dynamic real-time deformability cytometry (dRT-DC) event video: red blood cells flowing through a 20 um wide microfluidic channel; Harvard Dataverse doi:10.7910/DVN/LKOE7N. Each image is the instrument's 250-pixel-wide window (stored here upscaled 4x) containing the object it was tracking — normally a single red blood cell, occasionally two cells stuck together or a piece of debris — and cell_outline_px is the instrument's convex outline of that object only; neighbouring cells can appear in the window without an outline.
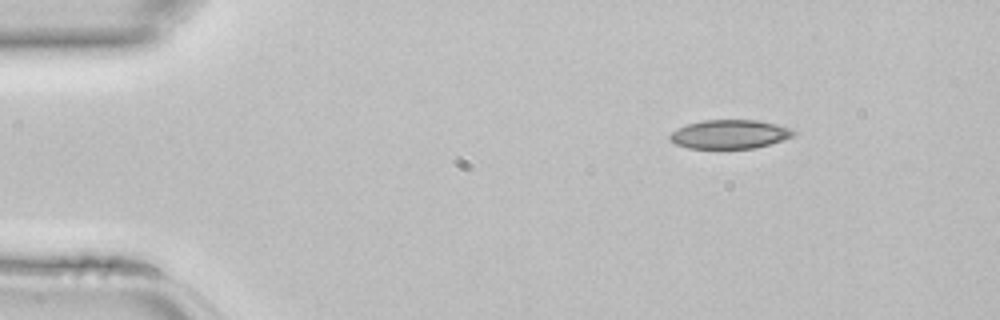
{"species": "common noctule bat (a hibernating species)", "species_latin": "Nyctalus noctula", "temperature_condition": "room temperature", "stored_images_in_passage": 39, "camera_frame_rate_fps": 3000, "um_per_image_px": 0.085, "animal": {"sex": "female", "body_mass_g": 22.7, "forearm_length_mm": 54.2}, "frame": {"image": 1, "passage_image": 1, "time_ms": 0.0, "image_size_px": [1000, 320], "cell_outline_px": [[796, 136], [784, 140], [756, 148], [688, 148], [676, 144], [668, 136], [672, 132], [688, 124], [704, 120], [756, 120], [776, 124], [792, 128], [796, 132]], "centroid_in_image_um": [62.1, 11.41], "position_along_channel_um": 22.9, "area_um2": 20.75}}
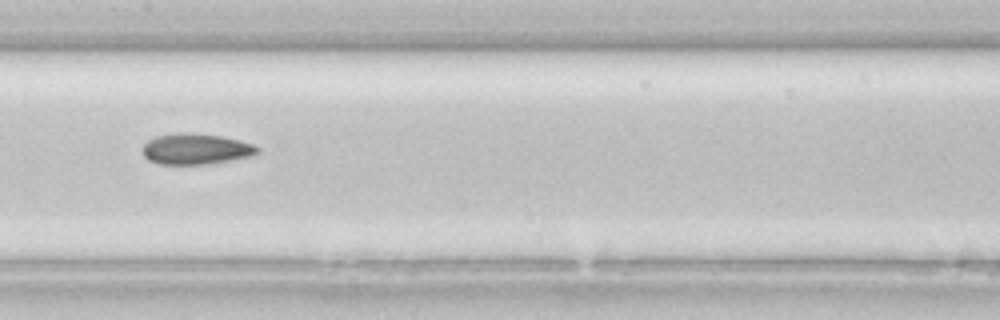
{"frame": {"image": 2, "passage_image": 17, "time_ms": 5.333, "image_size_px": [1000, 320], "cell_outline_px": [[260, 152], [256, 156], [204, 164], [160, 164], [148, 160], [144, 156], [140, 148], [148, 140], [156, 136], [180, 132], [220, 136], [240, 140], [252, 144], [260, 148]], "centroid_in_image_um": [16.65, 12.67], "position_along_channel_um": 190.7, "area_um2": 20.75}}
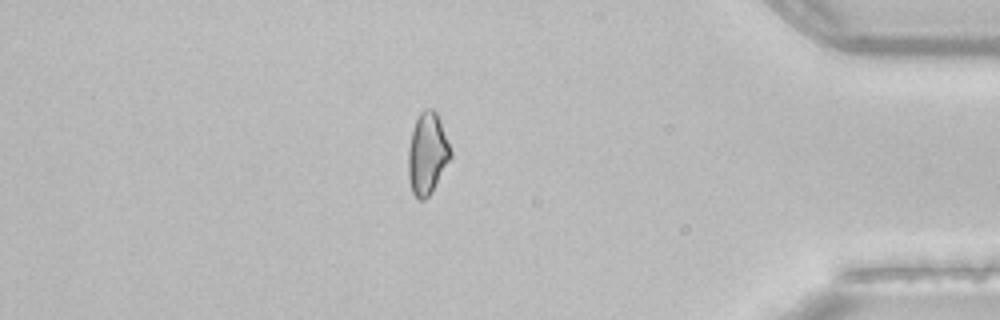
{"frame": {"image": 3, "passage_image": 33, "time_ms": 10.667, "image_size_px": [1000, 320], "cell_outline_px": [[452, 156], [432, 192], [424, 200], [420, 200], [412, 192], [408, 176], [408, 148], [412, 132], [416, 120], [420, 112], [424, 108], [432, 108], [436, 112], [452, 152]], "centroid_in_image_um": [36.31, 13.07], "position_along_channel_um": 398.9, "area_um2": 20.0}}